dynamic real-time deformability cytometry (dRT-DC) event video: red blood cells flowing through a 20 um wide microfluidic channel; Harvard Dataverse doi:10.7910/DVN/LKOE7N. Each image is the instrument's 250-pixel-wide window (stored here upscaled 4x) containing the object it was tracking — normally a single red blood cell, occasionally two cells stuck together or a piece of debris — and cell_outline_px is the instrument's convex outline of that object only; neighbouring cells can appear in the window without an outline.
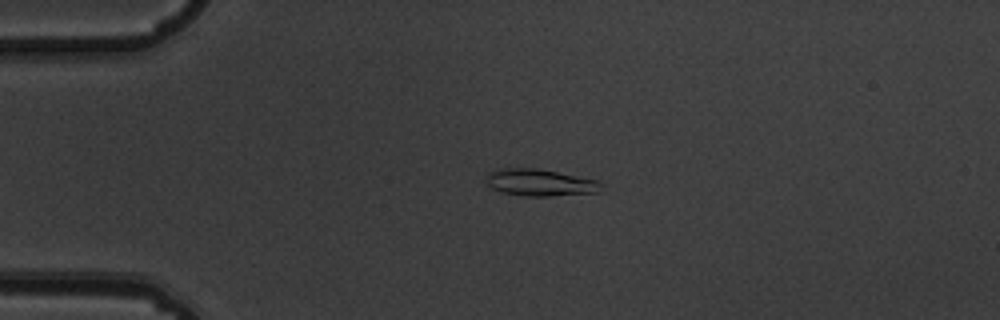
{"species": "common noctule bat (a hibernating species)", "species_latin": "Nyctalus noctula", "temperature_condition": "warm", "stored_images_in_passage": 4, "camera_frame_rate_fps": 3000, "um_per_image_px": 0.085, "animal": {"sex": "male", "body_mass_g": 19.5, "forearm_length_mm": 54.6}, "frame": {"image": 1, "passage_image": 3, "time_ms": 0.667, "image_size_px": [1000, 320], "cell_outline_px": [[604, 184], [596, 192], [548, 196], [524, 196], [504, 192], [492, 188], [488, 184], [488, 172], [496, 168], [536, 168], [600, 180]], "centroid_in_image_um": [45.92, 15.5], "position_along_channel_um": 39.1, "area_um2": 17.92}}